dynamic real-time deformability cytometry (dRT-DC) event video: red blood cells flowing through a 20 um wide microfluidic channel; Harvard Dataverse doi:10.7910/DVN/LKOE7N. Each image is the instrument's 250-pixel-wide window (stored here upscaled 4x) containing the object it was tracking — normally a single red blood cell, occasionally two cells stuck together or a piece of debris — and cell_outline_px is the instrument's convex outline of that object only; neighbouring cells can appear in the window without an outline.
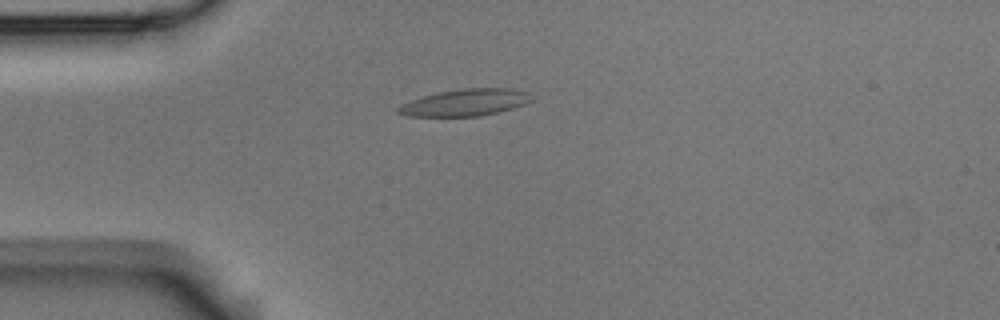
{"species": "Egyptian fruit bat (a non-hibernating species)", "species_latin": "Rousettus aegyptiacus", "temperature_condition": "room temperature", "stored_images_in_passage": 6, "camera_frame_rate_fps": 3000, "um_per_image_px": 0.085, "animal": {"sex": "male"}, "frame": {"image": 1, "passage_image": 4, "time_ms": 1.0, "image_size_px": [1000, 320], "cell_outline_px": [[532, 100], [524, 104], [512, 108], [480, 116], [408, 116], [396, 112], [396, 108], [412, 100], [424, 96], [440, 92], [464, 88], [508, 88], [524, 92]], "centroid_in_image_um": [39.51, 8.72], "position_along_channel_um": 45.5, "area_um2": 20.29}}
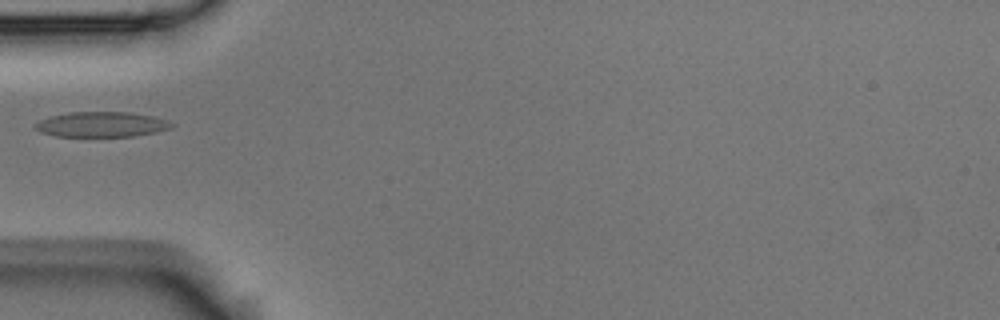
{"frame": {"image": 2, "passage_image": 5, "time_ms": 1.333, "image_size_px": [1000, 320], "cell_outline_px": [[176, 124], [172, 128], [156, 132], [132, 136], [56, 136], [40, 132], [32, 124], [40, 120], [52, 116], [68, 112], [128, 112], [152, 116], [168, 120]], "centroid_in_image_um": [8.65, 10.57], "position_along_channel_um": 76.3, "area_um2": 20.0}}
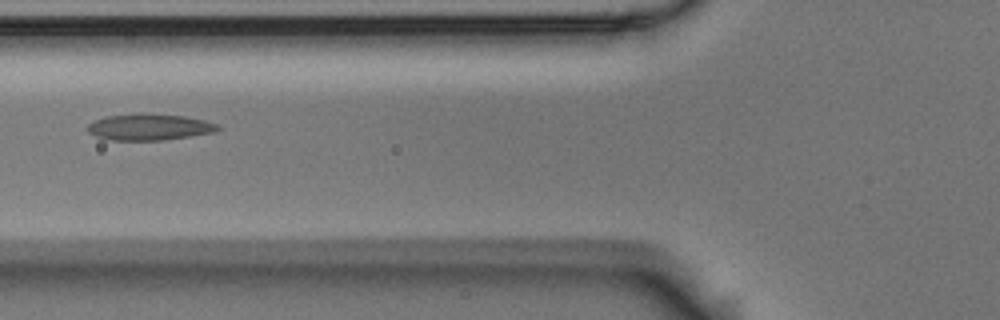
{"frame": {"image": 3, "passage_image": 6, "time_ms": 1.667, "image_size_px": [1000, 320], "cell_outline_px": [[220, 128], [212, 132], [164, 140], [112, 140], [96, 136], [88, 132], [84, 128], [88, 124], [96, 120], [108, 116], [144, 112], [184, 116], [204, 120], [220, 124]], "centroid_in_image_um": [12.67, 10.78], "position_along_channel_um": 113.1, "area_um2": 20.06}}